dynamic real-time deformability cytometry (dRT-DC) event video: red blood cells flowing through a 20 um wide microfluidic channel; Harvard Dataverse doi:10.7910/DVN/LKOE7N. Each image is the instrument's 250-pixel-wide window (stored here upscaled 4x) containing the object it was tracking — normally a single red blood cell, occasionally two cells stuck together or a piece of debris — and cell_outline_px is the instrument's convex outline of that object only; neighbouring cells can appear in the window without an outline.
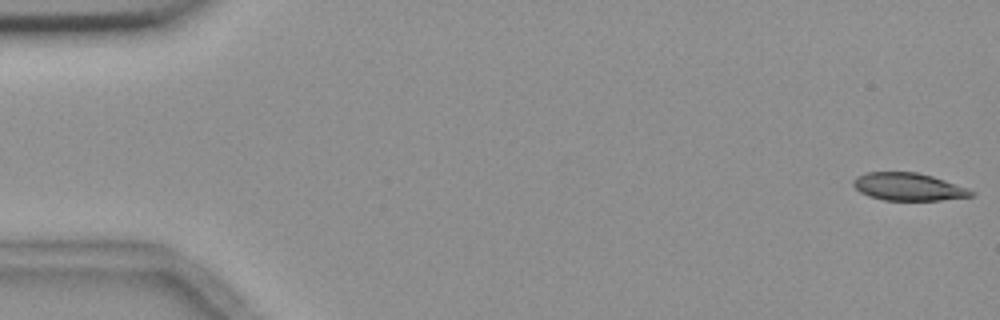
{"species": "common noctule bat (a hibernating species)", "species_latin": "Nyctalus noctula", "temperature_condition": "room temperature", "stored_images_in_passage": 9, "camera_frame_rate_fps": 3000, "um_per_image_px": 0.085, "animal": {"sex": "female", "body_mass_g": 18.4}, "frame": {"image": 1, "passage_image": 1, "time_ms": 0.0, "image_size_px": [1000, 320], "cell_outline_px": [[976, 192], [972, 196], [940, 200], [884, 200], [868, 196], [860, 192], [852, 184], [852, 180], [856, 176], [868, 172], [916, 172], [932, 176], [968, 188]], "centroid_in_image_um": [77.19, 15.87], "position_along_channel_um": 7.8, "area_um2": 18.96}}
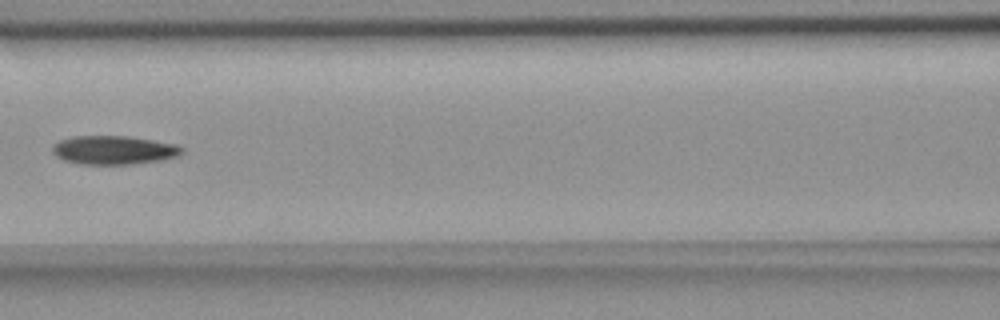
{"frame": {"image": 2, "passage_image": 7, "time_ms": 8.0, "image_size_px": [1000, 320], "cell_outline_px": [[184, 152], [176, 156], [160, 160], [132, 164], [80, 164], [64, 160], [56, 156], [52, 152], [52, 144], [60, 140], [72, 136], [128, 136], [176, 144], [184, 148]], "centroid_in_image_um": [9.65, 12.75], "position_along_channel_um": 157.0, "area_um2": 21.68}}
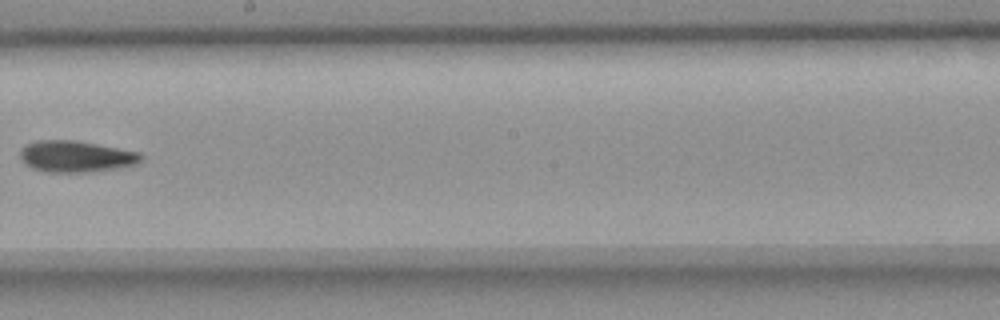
{"frame": {"image": 3, "passage_image": 9, "time_ms": 10.333, "image_size_px": [1000, 320], "cell_outline_px": [[144, 156], [136, 164], [116, 168], [84, 172], [48, 172], [32, 168], [20, 156], [20, 152], [28, 144], [40, 140], [76, 140], [140, 152]], "centroid_in_image_um": [6.5, 13.29], "position_along_channel_um": 241.7, "area_um2": 21.73}}